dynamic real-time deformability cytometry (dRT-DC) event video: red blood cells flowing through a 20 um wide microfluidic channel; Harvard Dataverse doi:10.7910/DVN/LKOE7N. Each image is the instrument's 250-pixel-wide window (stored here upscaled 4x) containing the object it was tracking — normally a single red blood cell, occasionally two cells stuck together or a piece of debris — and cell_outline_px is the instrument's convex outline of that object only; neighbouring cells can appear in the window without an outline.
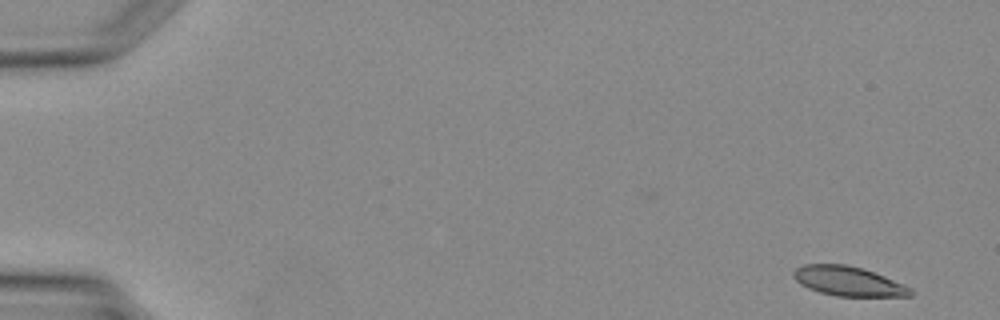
{"species": "Egyptian fruit bat (a non-hibernating species)", "species_latin": "Rousettus aegyptiacus", "temperature_condition": "warm", "stored_images_in_passage": 3, "camera_frame_rate_fps": 3000, "um_per_image_px": 0.085, "animal": {"sex": "female"}, "frame": {"image": 1, "passage_image": 1, "time_ms": 0.0, "image_size_px": [1000, 320], "cell_outline_px": [[912, 296], [836, 296], [820, 292], [808, 288], [800, 284], [792, 276], [792, 272], [796, 268], [804, 264], [848, 264], [884, 276], [912, 288]], "centroid_in_image_um": [72.07, 23.9], "position_along_channel_um": 12.9, "area_um2": 20.0}}
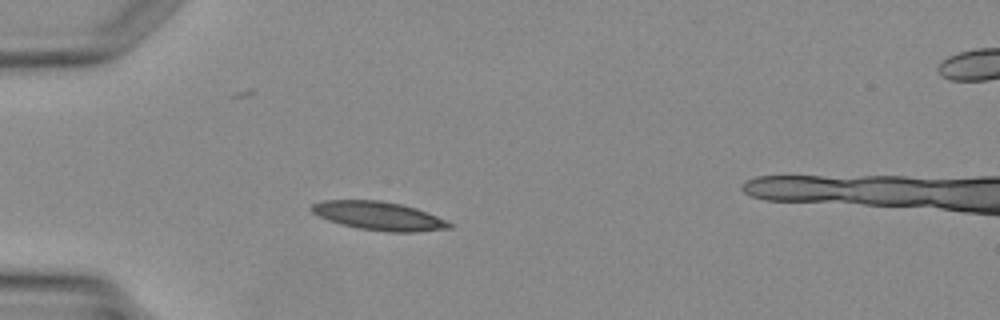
{"frame": {"image": 2, "passage_image": 3, "time_ms": 3.333, "image_size_px": [1000, 320], "cell_outline_px": [[452, 228], [420, 232], [388, 232], [360, 228], [340, 224], [328, 220], [312, 212], [308, 208], [312, 204], [324, 200], [380, 200], [400, 204], [416, 208], [428, 212], [448, 220], [452, 224]], "centroid_in_image_um": [32.23, 18.35], "position_along_channel_um": 52.8, "area_um2": 23.06}}